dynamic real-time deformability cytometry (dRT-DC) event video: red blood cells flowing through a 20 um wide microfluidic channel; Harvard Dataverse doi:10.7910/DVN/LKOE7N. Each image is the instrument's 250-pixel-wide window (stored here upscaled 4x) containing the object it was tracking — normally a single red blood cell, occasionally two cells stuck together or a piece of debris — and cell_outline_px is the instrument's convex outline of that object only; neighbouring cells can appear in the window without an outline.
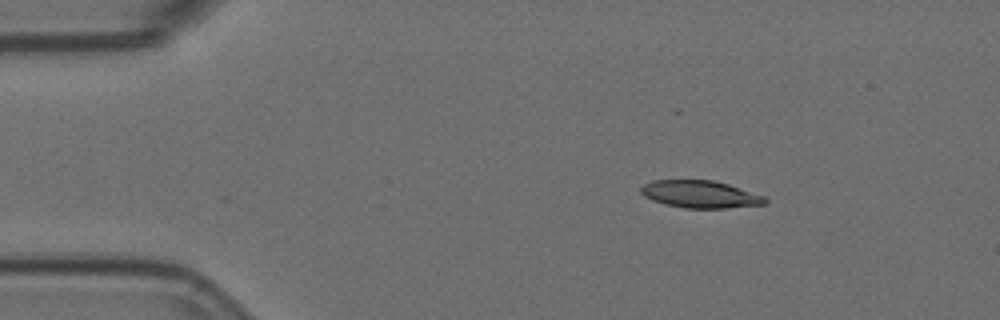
{"species": "Egyptian fruit bat (a non-hibernating species)", "species_latin": "Rousettus aegyptiacus", "temperature_condition": "room temperature", "stored_images_in_passage": 4, "camera_frame_rate_fps": 3000, "um_per_image_px": 0.085, "animal": {"sex": "female"}, "frame": {"image": 1, "passage_image": 2, "time_ms": 0.333, "image_size_px": [1000, 320], "cell_outline_px": [[768, 204], [728, 208], [684, 208], [664, 204], [652, 200], [644, 196], [640, 192], [640, 188], [644, 184], [652, 180], [712, 180], [728, 184], [764, 196], [768, 200]], "centroid_in_image_um": [59.52, 16.52], "position_along_channel_um": 25.5, "area_um2": 19.88}}
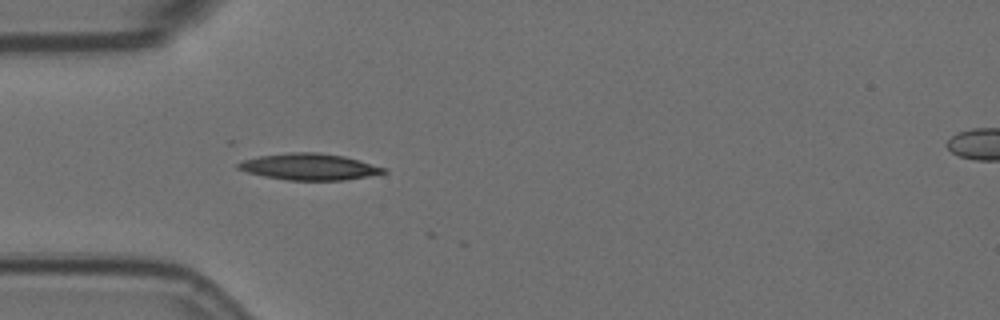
{"frame": {"image": 2, "passage_image": 4, "time_ms": 1.0, "image_size_px": [1000, 320], "cell_outline_px": [[388, 172], [368, 176], [344, 180], [288, 180], [264, 176], [248, 172], [236, 168], [236, 164], [244, 160], [260, 156], [292, 152], [316, 152], [344, 156], [360, 160], [388, 168]], "centroid_in_image_um": [26.33, 14.17], "position_along_channel_um": 58.7, "area_um2": 22.37}}